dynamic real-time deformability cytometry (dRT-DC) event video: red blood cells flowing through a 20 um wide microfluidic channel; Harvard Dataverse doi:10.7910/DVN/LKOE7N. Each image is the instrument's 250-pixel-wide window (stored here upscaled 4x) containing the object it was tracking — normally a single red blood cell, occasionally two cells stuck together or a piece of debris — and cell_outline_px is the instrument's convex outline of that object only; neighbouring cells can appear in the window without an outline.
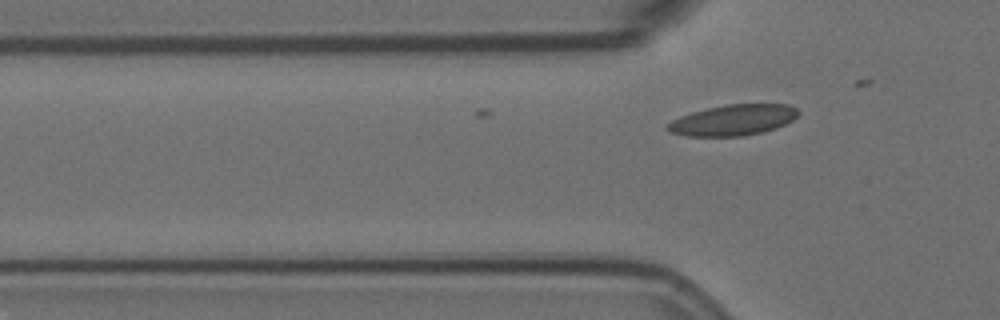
{"species": "Egyptian fruit bat (a non-hibernating species)", "species_latin": "Rousettus aegyptiacus", "temperature_condition": "room temperature", "stored_images_in_passage": 3, "camera_frame_rate_fps": 3000, "um_per_image_px": 0.085, "animal": {"sex": "female"}, "frame": {"image": 1, "passage_image": 3, "time_ms": 0.667, "image_size_px": [1000, 320], "cell_outline_px": [[800, 112], [792, 120], [776, 128], [760, 132], [740, 136], [688, 136], [672, 132], [664, 128], [672, 120], [680, 116], [692, 112], [708, 108], [728, 104], [788, 104], [796, 108]], "centroid_in_image_um": [62.31, 10.2], "position_along_channel_um": 63.5, "area_um2": 23.24}}